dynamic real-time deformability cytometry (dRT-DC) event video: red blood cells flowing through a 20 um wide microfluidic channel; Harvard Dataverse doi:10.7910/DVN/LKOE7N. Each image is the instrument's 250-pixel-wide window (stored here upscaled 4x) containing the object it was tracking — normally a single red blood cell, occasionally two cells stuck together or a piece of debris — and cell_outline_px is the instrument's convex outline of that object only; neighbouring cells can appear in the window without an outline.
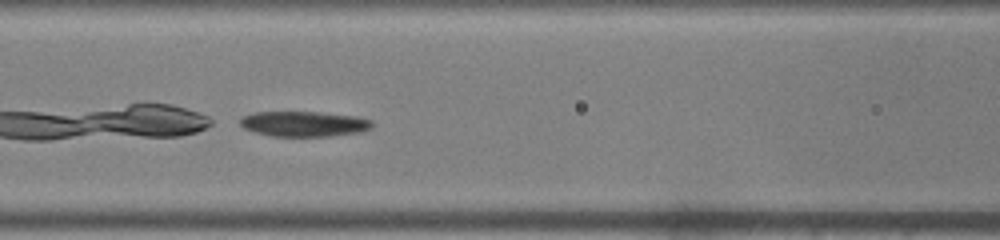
{"species": "common noctule bat (a hibernating species)", "species_latin": "Nyctalus noctula", "temperature_condition": "warm", "stored_images_in_passage": 31, "camera_frame_rate_fps": 3000, "um_per_image_px": 0.085, "animal": {"sex": "male", "body_mass_g": 19.0, "forearm_length_mm": 50.8}, "frame": {"image": 1, "passage_image": 22, "time_ms": 7.0, "image_size_px": [1000, 240], "cell_outline_px": [[372, 124], [368, 128], [356, 132], [328, 136], [272, 136], [256, 132], [244, 128], [240, 124], [240, 120], [244, 116], [256, 112], [316, 112], [356, 116], [372, 120]], "centroid_in_image_um": [25.8, 10.52], "position_along_channel_um": 140.8, "area_um2": 19.02}}
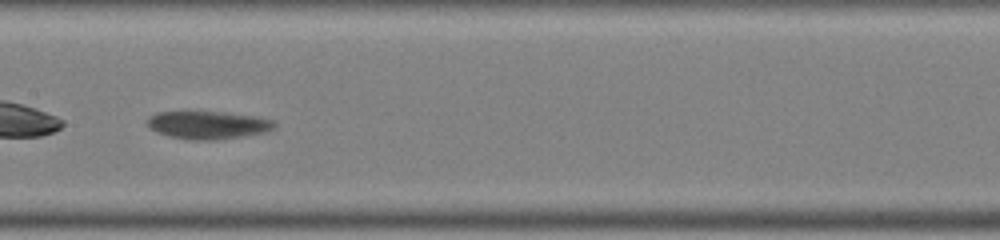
{"frame": {"image": 2, "passage_image": 26, "time_ms": 8.333, "image_size_px": [1000, 240], "cell_outline_px": [[276, 124], [272, 128], [264, 132], [216, 140], [200, 140], [172, 136], [160, 132], [152, 128], [148, 124], [148, 120], [152, 116], [160, 112], [220, 112], [252, 116], [272, 120]], "centroid_in_image_um": [17.71, 10.62], "position_along_channel_um": 189.7, "area_um2": 19.71}}
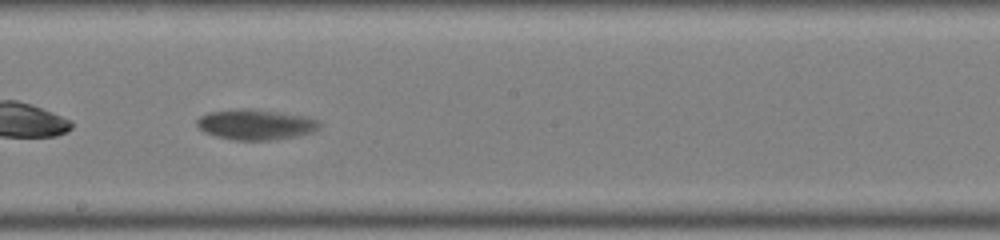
{"frame": {"image": 3, "passage_image": 29, "time_ms": 9.333, "image_size_px": [1000, 240], "cell_outline_px": [[320, 124], [316, 128], [308, 132], [296, 136], [272, 140], [236, 140], [216, 136], [204, 132], [196, 124], [196, 120], [200, 116], [208, 112], [240, 108], [244, 108], [308, 116], [316, 120]], "centroid_in_image_um": [21.66, 10.58], "position_along_channel_um": 226.5, "area_um2": 21.39}}